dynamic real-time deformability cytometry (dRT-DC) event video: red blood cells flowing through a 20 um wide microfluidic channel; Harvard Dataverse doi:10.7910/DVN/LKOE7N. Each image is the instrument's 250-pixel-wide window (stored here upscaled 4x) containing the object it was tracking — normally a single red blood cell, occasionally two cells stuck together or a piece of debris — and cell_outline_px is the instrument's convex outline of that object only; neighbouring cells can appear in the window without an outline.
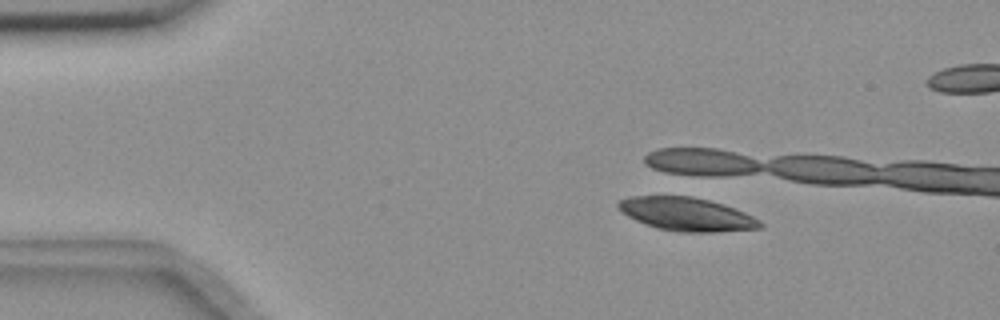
{"species": "common noctule bat (a hibernating species)", "species_latin": "Nyctalus noctula", "temperature_condition": "room temperature", "stored_images_in_passage": 12, "camera_frame_rate_fps": 3000, "um_per_image_px": 0.085, "animal": {"sex": "female", "body_mass_g": 18.4}, "frame": {"image": 1, "passage_image": 9, "time_ms": 2.667, "image_size_px": [1000, 320], "cell_outline_px": [[764, 228], [716, 232], [680, 232], [656, 228], [636, 220], [628, 216], [616, 208], [616, 204], [620, 200], [628, 196], [692, 196], [724, 204], [744, 212], [760, 220], [764, 224]], "centroid_in_image_um": [58.37, 18.21], "position_along_channel_um": 26.6, "area_um2": 27.74}}